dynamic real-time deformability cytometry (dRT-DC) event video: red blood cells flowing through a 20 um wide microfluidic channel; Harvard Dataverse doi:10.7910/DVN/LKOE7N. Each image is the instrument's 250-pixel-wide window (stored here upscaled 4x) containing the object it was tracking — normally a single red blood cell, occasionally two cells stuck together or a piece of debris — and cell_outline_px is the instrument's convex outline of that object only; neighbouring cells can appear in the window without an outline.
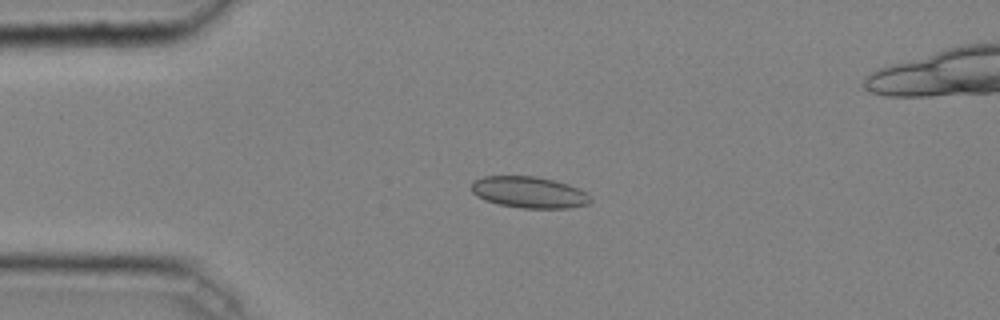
{"species": "common noctule bat (a hibernating species)", "species_latin": "Nyctalus noctula", "temperature_condition": "cold", "stored_images_in_passage": 38, "camera_frame_rate_fps": 3000, "um_per_image_px": 0.085, "animal": {"sex": "male", "body_mass_g": 20.4}, "frame": {"image": 1, "passage_image": 1, "time_ms": 0.0, "image_size_px": [1000, 320], "cell_outline_px": [[592, 200], [588, 204], [568, 208], [520, 208], [500, 204], [484, 200], [476, 196], [472, 192], [472, 184], [476, 180], [484, 176], [536, 176], [568, 184], [580, 188], [588, 192], [592, 196]], "centroid_in_image_um": [45.02, 16.35], "position_along_channel_um": 40.0, "area_um2": 21.91}}
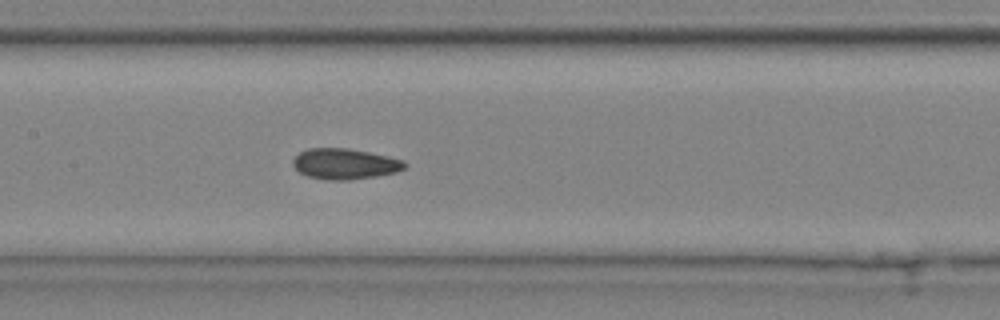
{"frame": {"image": 2, "passage_image": 13, "time_ms": 4.0, "image_size_px": [1000, 320], "cell_outline_px": [[408, 164], [404, 168], [396, 172], [376, 176], [348, 180], [328, 180], [308, 176], [300, 172], [292, 164], [292, 160], [300, 152], [308, 148], [348, 148], [388, 156], [404, 160]], "centroid_in_image_um": [29.32, 13.92], "position_along_channel_um": 178.1, "area_um2": 19.94}}
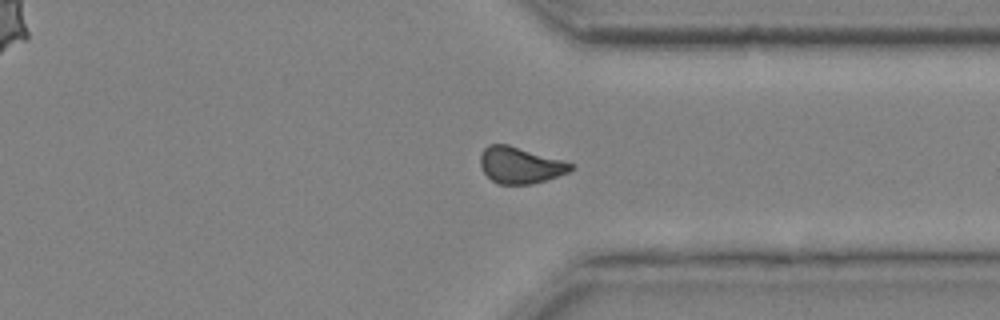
{"frame": {"image": 3, "passage_image": 27, "time_ms": 8.667, "image_size_px": [1000, 320], "cell_outline_px": [[572, 168], [568, 172], [548, 180], [532, 184], [500, 184], [492, 180], [484, 172], [480, 164], [480, 156], [484, 148], [488, 144], [508, 144], [560, 160], [572, 164]], "centroid_in_image_um": [44.18, 14.05], "position_along_channel_um": 367.2, "area_um2": 18.9}, "authors_computed_cell_mechanics": {"area_um2": 19.8832, "velocity_mm_per_s": 4.0631, "shape_relaxation_time_tau1_ms": null, "shape_relaxation_time_tau2_ms": 2.3511, "deformation_change_tau1": null, "deformation_change_tau2": 0.0631}}